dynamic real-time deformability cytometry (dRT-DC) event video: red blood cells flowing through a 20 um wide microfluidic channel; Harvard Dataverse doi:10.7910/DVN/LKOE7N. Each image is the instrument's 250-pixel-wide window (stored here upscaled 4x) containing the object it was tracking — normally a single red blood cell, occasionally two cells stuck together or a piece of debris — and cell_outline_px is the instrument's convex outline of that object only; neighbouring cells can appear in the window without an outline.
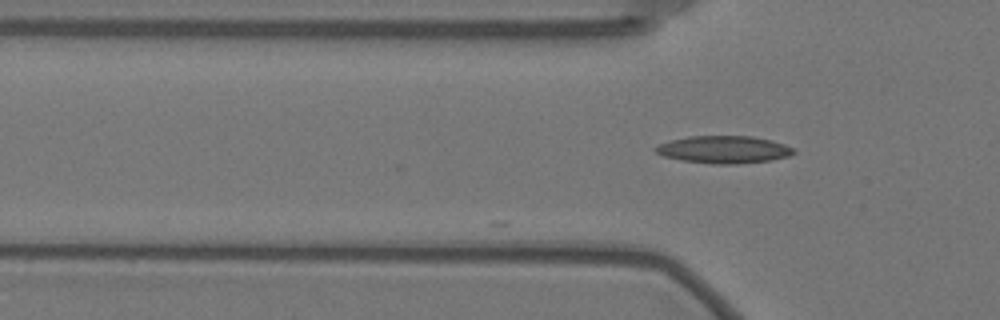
{"species": "Egyptian fruit bat (a non-hibernating species)", "species_latin": "Rousettus aegyptiacus", "temperature_condition": "warm", "stored_images_in_passage": 5, "camera_frame_rate_fps": 3000, "um_per_image_px": 0.085, "animal": {"sex": "female"}, "frame": {"image": 1, "passage_image": 5, "time_ms": 1.333, "image_size_px": [1000, 320], "cell_outline_px": [[796, 152], [788, 156], [768, 160], [736, 164], [712, 164], [684, 160], [664, 156], [656, 152], [652, 148], [660, 144], [672, 140], [688, 136], [752, 136], [772, 140], [796, 148]], "centroid_in_image_um": [61.55, 12.7], "position_along_channel_um": 64.3, "area_um2": 21.96}}